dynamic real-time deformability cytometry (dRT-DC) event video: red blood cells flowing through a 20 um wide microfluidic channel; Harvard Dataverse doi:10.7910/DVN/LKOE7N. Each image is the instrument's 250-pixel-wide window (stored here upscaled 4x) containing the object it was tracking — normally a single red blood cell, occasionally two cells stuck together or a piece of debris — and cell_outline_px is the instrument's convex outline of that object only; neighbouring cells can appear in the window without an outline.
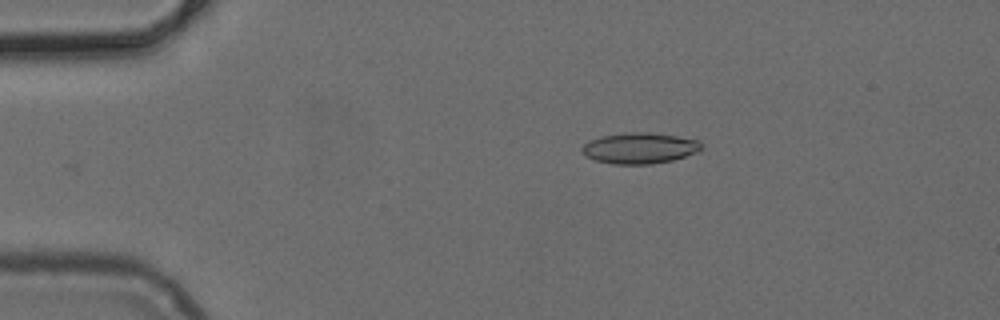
{"species": "common noctule bat (a hibernating species)", "species_latin": "Nyctalus noctula", "temperature_condition": "cold", "stored_images_in_passage": 41, "camera_frame_rate_fps": 3000, "um_per_image_px": 0.085, "animal": {"sex": "female", "body_mass_g": 24.6, "forearm_length_mm": 56.2}, "frame": {"image": 1, "passage_image": 2, "time_ms": 0.333, "image_size_px": [1000, 320], "cell_outline_px": [[704, 144], [696, 152], [672, 160], [648, 164], [612, 164], [596, 160], [584, 156], [580, 152], [580, 148], [588, 140], [600, 136], [632, 132], [648, 132], [676, 136], [696, 140]], "centroid_in_image_um": [54.29, 12.59], "position_along_channel_um": 30.7, "area_um2": 21.44}}
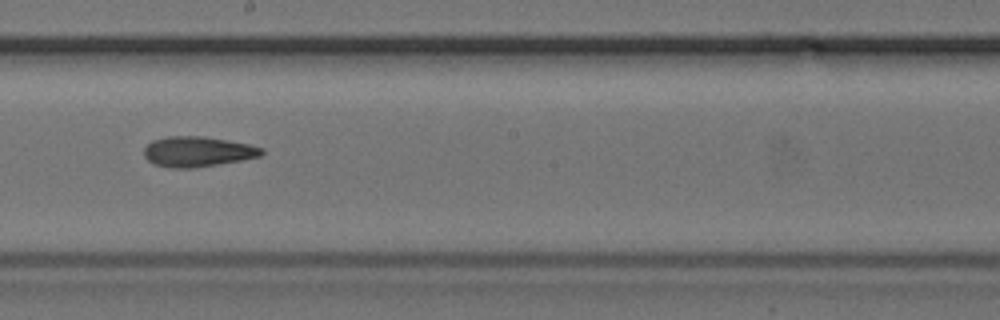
{"frame": {"image": 2, "passage_image": 21, "time_ms": 6.667, "image_size_px": [1000, 320], "cell_outline_px": [[264, 152], [260, 156], [240, 160], [192, 168], [168, 168], [152, 164], [144, 156], [144, 148], [152, 140], [168, 136], [204, 136], [248, 144], [264, 148]], "centroid_in_image_um": [16.75, 12.89], "position_along_channel_um": 231.4, "area_um2": 20.69}}
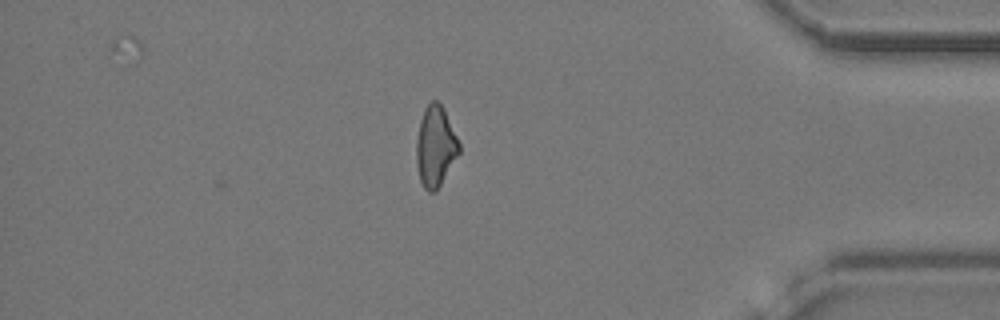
{"frame": {"image": 3, "passage_image": 36, "time_ms": 11.667, "image_size_px": [1000, 320], "cell_outline_px": [[460, 152], [440, 184], [432, 192], [428, 192], [424, 188], [420, 180], [416, 164], [416, 140], [420, 120], [424, 108], [432, 100], [436, 100], [444, 108], [460, 144]], "centroid_in_image_um": [37.0, 12.41], "position_along_channel_um": 398.2, "area_um2": 19.94}}